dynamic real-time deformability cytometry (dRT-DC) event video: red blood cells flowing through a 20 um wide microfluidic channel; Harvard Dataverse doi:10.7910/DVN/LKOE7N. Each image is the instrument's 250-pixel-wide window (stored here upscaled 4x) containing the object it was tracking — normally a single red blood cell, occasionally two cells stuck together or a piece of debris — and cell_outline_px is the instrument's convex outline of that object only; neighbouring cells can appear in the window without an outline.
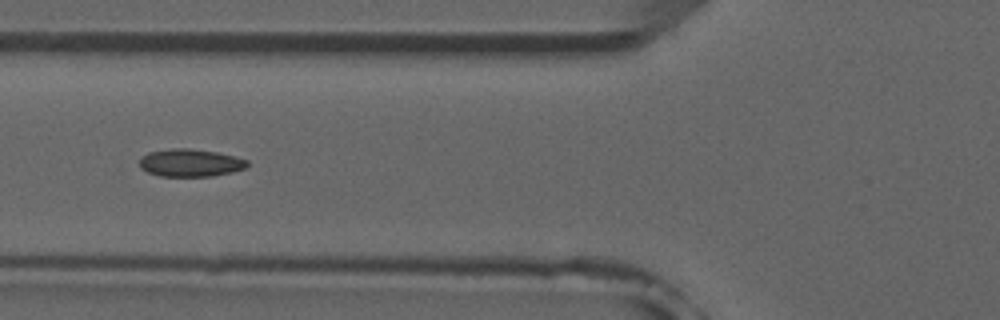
{"species": "common noctule bat (a hibernating species)", "species_latin": "Nyctalus noctula", "temperature_condition": "room temperature", "stored_images_in_passage": 7, "camera_frame_rate_fps": 3000, "um_per_image_px": 0.085, "animal": {"sex": "male", "forearm_length_mm": 52.5}, "frame": {"image": 1, "passage_image": 4, "time_ms": 4.333, "image_size_px": [1000, 320], "cell_outline_px": [[248, 168], [232, 172], [212, 176], [160, 176], [148, 172], [140, 168], [140, 160], [148, 152], [172, 148], [188, 148], [216, 152], [248, 160]], "centroid_in_image_um": [16.19, 13.84], "position_along_channel_um": 109.6, "area_um2": 17.28}}
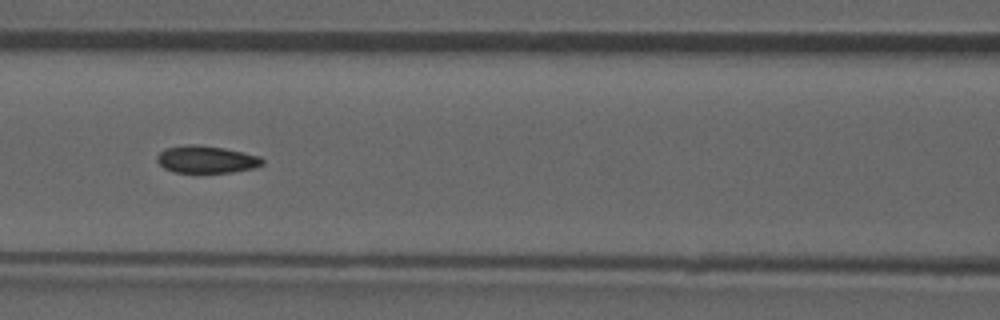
{"frame": {"image": 2, "passage_image": 5, "time_ms": 5.333, "image_size_px": [1000, 320], "cell_outline_px": [[264, 164], [256, 168], [232, 172], [172, 172], [164, 168], [156, 160], [156, 156], [164, 148], [188, 144], [196, 144], [224, 148], [244, 152], [260, 156], [264, 160]], "centroid_in_image_um": [17.55, 13.54], "position_along_channel_um": 149.0, "area_um2": 16.94}}